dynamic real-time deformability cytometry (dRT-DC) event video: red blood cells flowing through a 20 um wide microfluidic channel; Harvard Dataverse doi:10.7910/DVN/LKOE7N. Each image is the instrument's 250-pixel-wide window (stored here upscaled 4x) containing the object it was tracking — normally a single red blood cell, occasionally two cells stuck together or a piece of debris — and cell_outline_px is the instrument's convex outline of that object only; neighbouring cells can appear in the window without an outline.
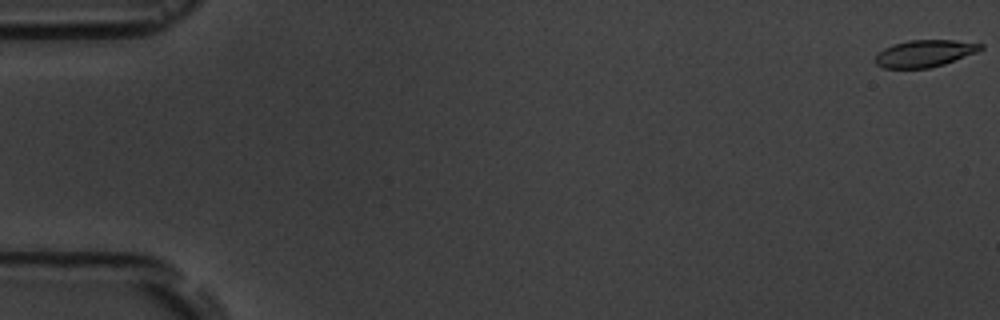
{"species": "common noctule bat (a hibernating species)", "species_latin": "Nyctalus noctula", "temperature_condition": "room temperature", "stored_images_in_passage": 5, "camera_frame_rate_fps": 3000, "um_per_image_px": 0.085, "animal": {"sex": "male", "body_mass_g": 19.5, "forearm_length_mm": 54.6}, "frame": {"image": 1, "passage_image": 1, "time_ms": 0.0, "image_size_px": [1000, 320], "cell_outline_px": [[984, 48], [976, 52], [944, 64], [928, 68], [884, 68], [876, 64], [876, 56], [884, 48], [892, 44], [908, 40], [952, 40], [984, 44]], "centroid_in_image_um": [78.6, 4.53], "position_along_channel_um": 6.4, "area_um2": 16.42}}
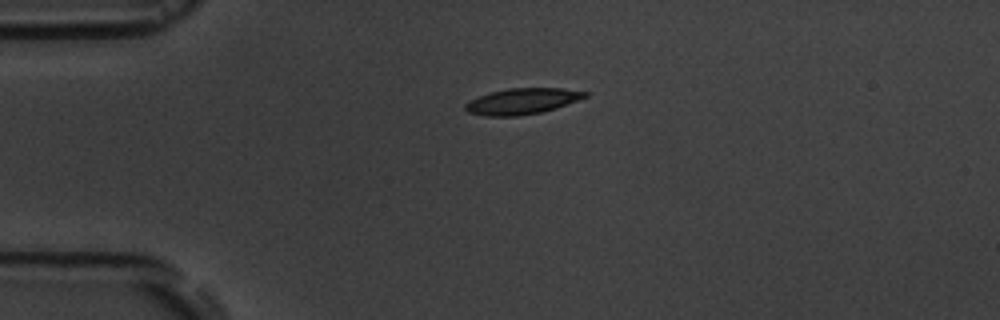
{"frame": {"image": 2, "passage_image": 4, "time_ms": 4.333, "image_size_px": [1000, 320], "cell_outline_px": [[588, 96], [556, 108], [540, 112], [516, 116], [484, 116], [468, 112], [464, 108], [464, 104], [480, 96], [492, 92], [508, 88], [560, 88], [588, 92]], "centroid_in_image_um": [44.38, 8.61], "position_along_channel_um": 40.6, "area_um2": 17.86}}